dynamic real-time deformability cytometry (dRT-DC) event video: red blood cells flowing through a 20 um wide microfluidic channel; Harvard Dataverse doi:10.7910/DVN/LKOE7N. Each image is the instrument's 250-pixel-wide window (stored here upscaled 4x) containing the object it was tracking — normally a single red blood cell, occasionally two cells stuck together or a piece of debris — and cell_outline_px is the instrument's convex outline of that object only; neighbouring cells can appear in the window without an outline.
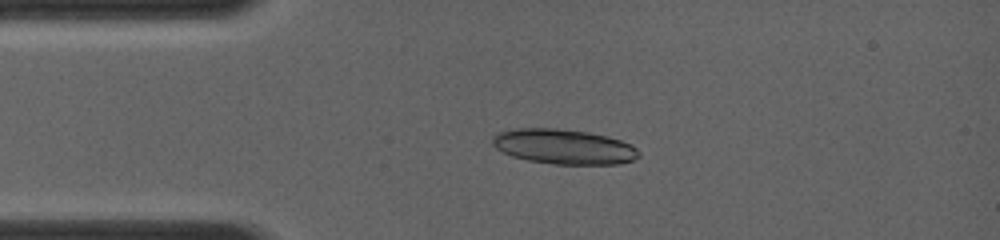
{"species": "common noctule bat (a hibernating species)", "species_latin": "Nyctalus noctula", "temperature_condition": "room temperature", "stored_images_in_passage": 8, "camera_frame_rate_fps": 4000, "um_per_image_px": 0.085, "animal": {"sex": "female", "body_mass_g": 19.0, "forearm_length_mm": 56.7}, "frame": {"image": 1, "passage_image": 7, "time_ms": 2.5, "image_size_px": [1000, 240], "cell_outline_px": [[640, 156], [632, 160], [620, 164], [556, 164], [528, 160], [512, 156], [496, 148], [492, 144], [492, 136], [496, 132], [516, 128], [556, 128], [588, 132], [608, 136], [632, 144], [640, 152]], "centroid_in_image_um": [47.92, 12.45], "position_along_channel_um": 37.1, "area_um2": 29.94}}